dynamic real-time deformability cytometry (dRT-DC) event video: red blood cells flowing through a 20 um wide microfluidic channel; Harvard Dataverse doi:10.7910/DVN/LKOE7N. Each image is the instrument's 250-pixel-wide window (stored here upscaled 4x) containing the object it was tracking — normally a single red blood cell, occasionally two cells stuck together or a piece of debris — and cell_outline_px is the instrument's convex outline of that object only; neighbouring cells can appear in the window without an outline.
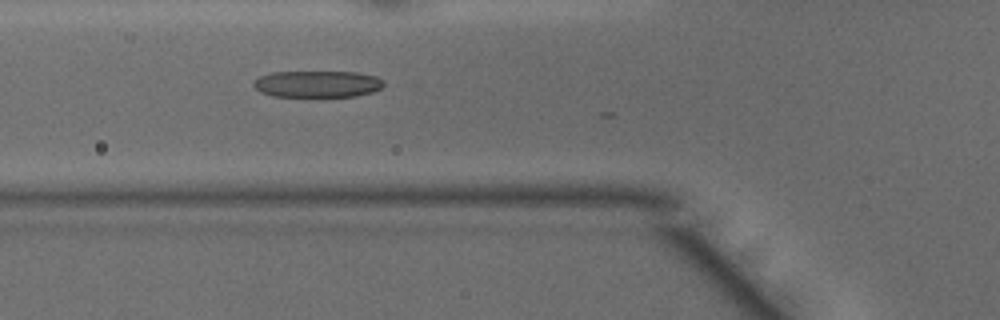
{"species": "common noctule bat (a hibernating species)", "species_latin": "Nyctalus noctula", "temperature_condition": "warm", "stored_images_in_passage": 5, "camera_frame_rate_fps": 3000, "um_per_image_px": 0.085, "animal": {"sex": "male", "body_mass_g": 15.6}, "frame": {"image": 1, "passage_image": 3, "time_ms": 0.667, "image_size_px": [1000, 320], "cell_outline_px": [[384, 84], [380, 88], [372, 92], [356, 96], [308, 100], [272, 96], [260, 92], [252, 84], [260, 76], [272, 72], [356, 72], [376, 76], [384, 80]], "centroid_in_image_um": [26.96, 7.2], "position_along_channel_um": 98.8, "area_um2": 21.33}}